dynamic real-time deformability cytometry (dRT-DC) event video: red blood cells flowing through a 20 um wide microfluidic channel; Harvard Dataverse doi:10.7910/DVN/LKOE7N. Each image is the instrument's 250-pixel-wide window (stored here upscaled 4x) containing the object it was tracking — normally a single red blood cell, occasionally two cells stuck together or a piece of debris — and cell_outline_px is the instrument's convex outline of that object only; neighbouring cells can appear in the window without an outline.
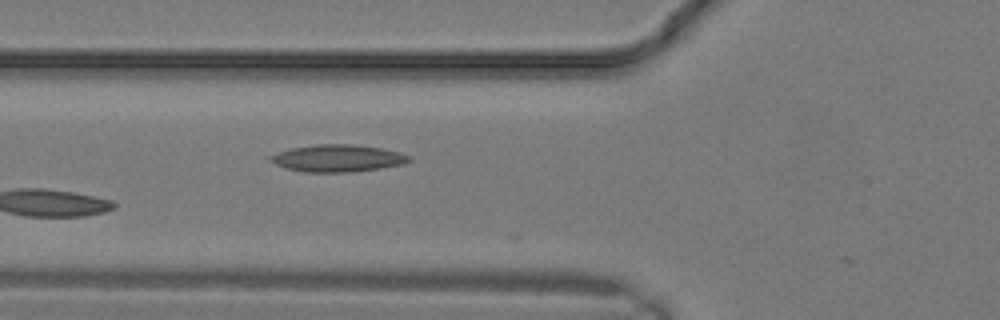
{"species": "common noctule bat (a hibernating species)", "species_latin": "Nyctalus noctula", "temperature_condition": "warm", "stored_images_in_passage": 6, "camera_frame_rate_fps": 3000, "um_per_image_px": 0.085, "animal": {"sex": "male", "body_mass_g": 19.2, "forearm_length_mm": 51.8}, "frame": {"image": 1, "passage_image": 6, "time_ms": 1.667, "image_size_px": [1000, 320], "cell_outline_px": [[412, 160], [404, 164], [380, 168], [348, 172], [304, 172], [284, 168], [276, 164], [264, 156], [292, 148], [316, 144], [348, 144], [380, 148], [400, 152], [408, 156]], "centroid_in_image_um": [28.65, 13.45], "position_along_channel_um": 97.2, "area_um2": 21.91}}